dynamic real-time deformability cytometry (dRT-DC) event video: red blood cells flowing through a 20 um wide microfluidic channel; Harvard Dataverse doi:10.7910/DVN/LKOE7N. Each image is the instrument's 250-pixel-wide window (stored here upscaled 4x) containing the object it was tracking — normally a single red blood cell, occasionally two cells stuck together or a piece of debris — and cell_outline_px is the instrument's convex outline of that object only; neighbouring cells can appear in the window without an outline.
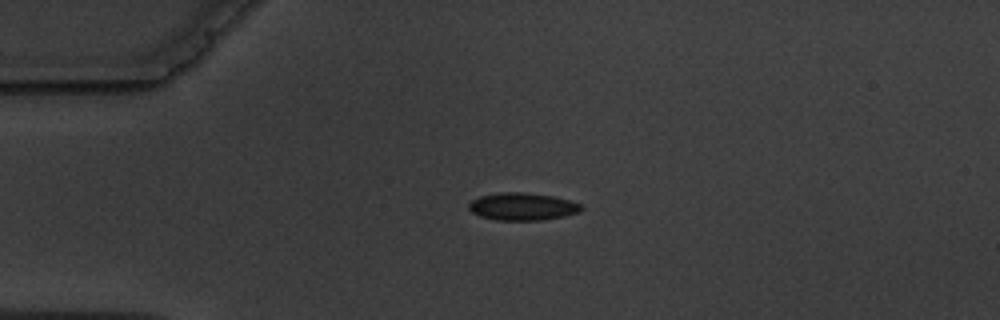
{"species": "common noctule bat (a hibernating species)", "species_latin": "Nyctalus noctula", "temperature_condition": "warm", "stored_images_in_passage": 3, "camera_frame_rate_fps": 3000, "um_per_image_px": 0.085, "animal": {"sex": "male", "body_mass_g": 19.5, "forearm_length_mm": 54.6}, "frame": {"image": 1, "passage_image": 1, "time_ms": 0.0, "image_size_px": [1000, 320], "cell_outline_px": [[584, 208], [580, 212], [564, 216], [540, 220], [496, 220], [480, 216], [472, 212], [468, 208], [468, 204], [472, 200], [480, 196], [500, 192], [524, 192], [552, 196], [568, 200], [580, 204]], "centroid_in_image_um": [44.4, 17.55], "position_along_channel_um": 40.6, "area_um2": 17.98}}
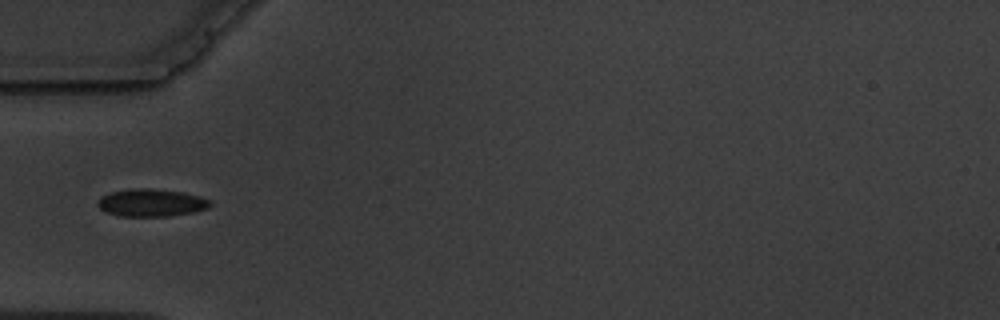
{"frame": {"image": 2, "passage_image": 2, "time_ms": 1.667, "image_size_px": [1000, 320], "cell_outline_px": [[212, 204], [208, 208], [192, 212], [168, 216], [120, 216], [108, 212], [100, 208], [96, 204], [100, 196], [108, 192], [128, 188], [152, 188], [184, 192], [200, 196], [212, 200]], "centroid_in_image_um": [12.85, 17.21], "position_along_channel_um": 72.1, "area_um2": 18.32}}
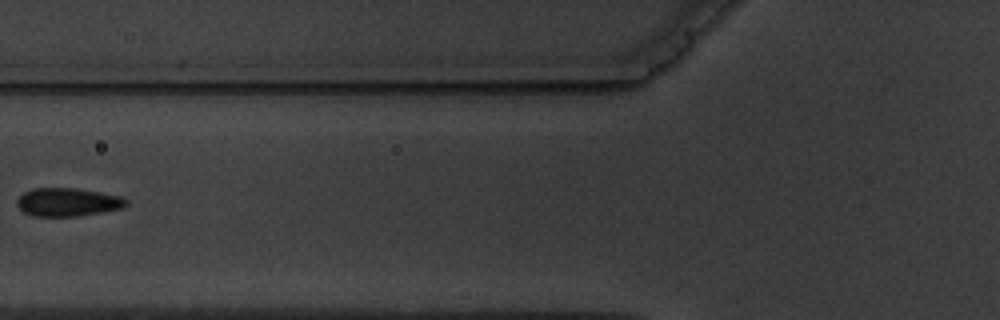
{"frame": {"image": 3, "passage_image": 3, "time_ms": 3.0, "image_size_px": [1000, 320], "cell_outline_px": [[128, 204], [124, 208], [104, 212], [76, 216], [32, 216], [24, 212], [16, 204], [16, 200], [24, 192], [32, 188], [76, 188], [100, 192], [120, 196], [128, 200]], "centroid_in_image_um": [5.77, 17.18], "position_along_channel_um": 120.0, "area_um2": 18.15}}